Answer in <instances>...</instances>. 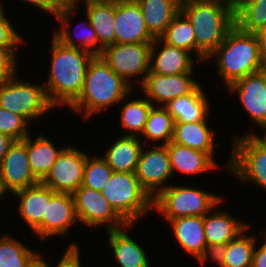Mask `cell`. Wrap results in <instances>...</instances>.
<instances>
[{
	"instance_id": "e0dca14e",
	"label": "cell",
	"mask_w": 266,
	"mask_h": 267,
	"mask_svg": "<svg viewBox=\"0 0 266 267\" xmlns=\"http://www.w3.org/2000/svg\"><path fill=\"white\" fill-rule=\"evenodd\" d=\"M50 187L41 182L35 186L13 193L20 199L18 213L22 220L32 229L36 236L42 239V220L46 216V201L55 194Z\"/></svg>"
},
{
	"instance_id": "2e32d148",
	"label": "cell",
	"mask_w": 266,
	"mask_h": 267,
	"mask_svg": "<svg viewBox=\"0 0 266 267\" xmlns=\"http://www.w3.org/2000/svg\"><path fill=\"white\" fill-rule=\"evenodd\" d=\"M115 43L153 42L137 2L115 3Z\"/></svg>"
},
{
	"instance_id": "4316f807",
	"label": "cell",
	"mask_w": 266,
	"mask_h": 267,
	"mask_svg": "<svg viewBox=\"0 0 266 267\" xmlns=\"http://www.w3.org/2000/svg\"><path fill=\"white\" fill-rule=\"evenodd\" d=\"M137 136H124L123 134L111 144L104 155V159L113 172H135L143 142Z\"/></svg>"
},
{
	"instance_id": "d590c367",
	"label": "cell",
	"mask_w": 266,
	"mask_h": 267,
	"mask_svg": "<svg viewBox=\"0 0 266 267\" xmlns=\"http://www.w3.org/2000/svg\"><path fill=\"white\" fill-rule=\"evenodd\" d=\"M36 253L7 234L0 238V267H26Z\"/></svg>"
},
{
	"instance_id": "d6986e66",
	"label": "cell",
	"mask_w": 266,
	"mask_h": 267,
	"mask_svg": "<svg viewBox=\"0 0 266 267\" xmlns=\"http://www.w3.org/2000/svg\"><path fill=\"white\" fill-rule=\"evenodd\" d=\"M159 45L162 49L158 48ZM157 49L160 50L158 54ZM194 62L190 52L184 49L168 45L160 38H155L152 42L150 52V72L152 73L159 75L189 73L193 70Z\"/></svg>"
},
{
	"instance_id": "8d00e7d4",
	"label": "cell",
	"mask_w": 266,
	"mask_h": 267,
	"mask_svg": "<svg viewBox=\"0 0 266 267\" xmlns=\"http://www.w3.org/2000/svg\"><path fill=\"white\" fill-rule=\"evenodd\" d=\"M112 173V168L103 157H90L88 155L84 168L82 187L101 192Z\"/></svg>"
},
{
	"instance_id": "7dc6e473",
	"label": "cell",
	"mask_w": 266,
	"mask_h": 267,
	"mask_svg": "<svg viewBox=\"0 0 266 267\" xmlns=\"http://www.w3.org/2000/svg\"><path fill=\"white\" fill-rule=\"evenodd\" d=\"M256 35L259 40L260 53L264 62L266 60V28L259 30Z\"/></svg>"
},
{
	"instance_id": "5b68a950",
	"label": "cell",
	"mask_w": 266,
	"mask_h": 267,
	"mask_svg": "<svg viewBox=\"0 0 266 267\" xmlns=\"http://www.w3.org/2000/svg\"><path fill=\"white\" fill-rule=\"evenodd\" d=\"M101 193L127 224L133 225L153 209V198L135 172H113Z\"/></svg>"
},
{
	"instance_id": "bcb514c9",
	"label": "cell",
	"mask_w": 266,
	"mask_h": 267,
	"mask_svg": "<svg viewBox=\"0 0 266 267\" xmlns=\"http://www.w3.org/2000/svg\"><path fill=\"white\" fill-rule=\"evenodd\" d=\"M60 10L61 9H77V3L80 0H57ZM85 5L91 4L92 2L99 0H84Z\"/></svg>"
},
{
	"instance_id": "ee69618b",
	"label": "cell",
	"mask_w": 266,
	"mask_h": 267,
	"mask_svg": "<svg viewBox=\"0 0 266 267\" xmlns=\"http://www.w3.org/2000/svg\"><path fill=\"white\" fill-rule=\"evenodd\" d=\"M251 267H266V247L263 244L257 249L255 245Z\"/></svg>"
},
{
	"instance_id": "1f68e13d",
	"label": "cell",
	"mask_w": 266,
	"mask_h": 267,
	"mask_svg": "<svg viewBox=\"0 0 266 267\" xmlns=\"http://www.w3.org/2000/svg\"><path fill=\"white\" fill-rule=\"evenodd\" d=\"M174 119L164 106H153L149 112L142 137L147 140L163 141V145L172 141L174 133Z\"/></svg>"
},
{
	"instance_id": "681fc988",
	"label": "cell",
	"mask_w": 266,
	"mask_h": 267,
	"mask_svg": "<svg viewBox=\"0 0 266 267\" xmlns=\"http://www.w3.org/2000/svg\"><path fill=\"white\" fill-rule=\"evenodd\" d=\"M260 127L265 129V132L263 133L264 135L262 137L252 132L251 128H250V132L248 133L246 132V134H252L259 143H261L264 147H266V123L262 124Z\"/></svg>"
},
{
	"instance_id": "d6a6232c",
	"label": "cell",
	"mask_w": 266,
	"mask_h": 267,
	"mask_svg": "<svg viewBox=\"0 0 266 267\" xmlns=\"http://www.w3.org/2000/svg\"><path fill=\"white\" fill-rule=\"evenodd\" d=\"M163 42L196 54L194 28L189 19L180 11L165 32L159 37Z\"/></svg>"
},
{
	"instance_id": "74e56055",
	"label": "cell",
	"mask_w": 266,
	"mask_h": 267,
	"mask_svg": "<svg viewBox=\"0 0 266 267\" xmlns=\"http://www.w3.org/2000/svg\"><path fill=\"white\" fill-rule=\"evenodd\" d=\"M28 125L29 122L21 115L0 107V133L21 141L30 135Z\"/></svg>"
},
{
	"instance_id": "836d02e7",
	"label": "cell",
	"mask_w": 266,
	"mask_h": 267,
	"mask_svg": "<svg viewBox=\"0 0 266 267\" xmlns=\"http://www.w3.org/2000/svg\"><path fill=\"white\" fill-rule=\"evenodd\" d=\"M153 106L147 98L131 100L123 106L120 114L121 125L129 132L124 136L141 137Z\"/></svg>"
},
{
	"instance_id": "83f0119b",
	"label": "cell",
	"mask_w": 266,
	"mask_h": 267,
	"mask_svg": "<svg viewBox=\"0 0 266 267\" xmlns=\"http://www.w3.org/2000/svg\"><path fill=\"white\" fill-rule=\"evenodd\" d=\"M210 213L211 211L204 216V233L207 244L227 245L249 226L225 212L217 210Z\"/></svg>"
},
{
	"instance_id": "484cf974",
	"label": "cell",
	"mask_w": 266,
	"mask_h": 267,
	"mask_svg": "<svg viewBox=\"0 0 266 267\" xmlns=\"http://www.w3.org/2000/svg\"><path fill=\"white\" fill-rule=\"evenodd\" d=\"M147 30L159 38L180 12L181 0H139Z\"/></svg>"
},
{
	"instance_id": "b9f144b4",
	"label": "cell",
	"mask_w": 266,
	"mask_h": 267,
	"mask_svg": "<svg viewBox=\"0 0 266 267\" xmlns=\"http://www.w3.org/2000/svg\"><path fill=\"white\" fill-rule=\"evenodd\" d=\"M79 248L77 242H71L57 264V267H81Z\"/></svg>"
},
{
	"instance_id": "d4e9b609",
	"label": "cell",
	"mask_w": 266,
	"mask_h": 267,
	"mask_svg": "<svg viewBox=\"0 0 266 267\" xmlns=\"http://www.w3.org/2000/svg\"><path fill=\"white\" fill-rule=\"evenodd\" d=\"M131 226L132 224H128L121 229L107 231L108 243L114 252L117 264L119 267H149V259L144 249L125 232Z\"/></svg>"
},
{
	"instance_id": "e575fe53",
	"label": "cell",
	"mask_w": 266,
	"mask_h": 267,
	"mask_svg": "<svg viewBox=\"0 0 266 267\" xmlns=\"http://www.w3.org/2000/svg\"><path fill=\"white\" fill-rule=\"evenodd\" d=\"M249 227L226 245L223 267H251L256 239L244 234Z\"/></svg>"
},
{
	"instance_id": "816d5d0a",
	"label": "cell",
	"mask_w": 266,
	"mask_h": 267,
	"mask_svg": "<svg viewBox=\"0 0 266 267\" xmlns=\"http://www.w3.org/2000/svg\"><path fill=\"white\" fill-rule=\"evenodd\" d=\"M115 3H127V2H138L139 0H110Z\"/></svg>"
},
{
	"instance_id": "9c48e42d",
	"label": "cell",
	"mask_w": 266,
	"mask_h": 267,
	"mask_svg": "<svg viewBox=\"0 0 266 267\" xmlns=\"http://www.w3.org/2000/svg\"><path fill=\"white\" fill-rule=\"evenodd\" d=\"M152 42L111 44L103 48L99 55L106 64L133 87L135 76H141L143 83L150 71V52ZM133 77V78H132ZM130 78H132V81Z\"/></svg>"
},
{
	"instance_id": "9a60e30c",
	"label": "cell",
	"mask_w": 266,
	"mask_h": 267,
	"mask_svg": "<svg viewBox=\"0 0 266 267\" xmlns=\"http://www.w3.org/2000/svg\"><path fill=\"white\" fill-rule=\"evenodd\" d=\"M228 90L238 93L241 105L253 122L260 127L266 123V71L263 69L248 74L227 86Z\"/></svg>"
},
{
	"instance_id": "4dcf8cb0",
	"label": "cell",
	"mask_w": 266,
	"mask_h": 267,
	"mask_svg": "<svg viewBox=\"0 0 266 267\" xmlns=\"http://www.w3.org/2000/svg\"><path fill=\"white\" fill-rule=\"evenodd\" d=\"M235 25L245 33H257L266 28V0L252 3H232Z\"/></svg>"
},
{
	"instance_id": "ac0fdd59",
	"label": "cell",
	"mask_w": 266,
	"mask_h": 267,
	"mask_svg": "<svg viewBox=\"0 0 266 267\" xmlns=\"http://www.w3.org/2000/svg\"><path fill=\"white\" fill-rule=\"evenodd\" d=\"M74 199L69 193H55L46 201V216L42 220V239L68 234L69 227L76 224Z\"/></svg>"
},
{
	"instance_id": "ffe728a7",
	"label": "cell",
	"mask_w": 266,
	"mask_h": 267,
	"mask_svg": "<svg viewBox=\"0 0 266 267\" xmlns=\"http://www.w3.org/2000/svg\"><path fill=\"white\" fill-rule=\"evenodd\" d=\"M168 222L181 249L198 260L207 245L204 233V217L185 216Z\"/></svg>"
},
{
	"instance_id": "60d3db41",
	"label": "cell",
	"mask_w": 266,
	"mask_h": 267,
	"mask_svg": "<svg viewBox=\"0 0 266 267\" xmlns=\"http://www.w3.org/2000/svg\"><path fill=\"white\" fill-rule=\"evenodd\" d=\"M225 249L226 245L224 244H207L198 261L204 264L209 257L212 262L214 261V263H217L220 267H223V262L225 260Z\"/></svg>"
},
{
	"instance_id": "52a82bcc",
	"label": "cell",
	"mask_w": 266,
	"mask_h": 267,
	"mask_svg": "<svg viewBox=\"0 0 266 267\" xmlns=\"http://www.w3.org/2000/svg\"><path fill=\"white\" fill-rule=\"evenodd\" d=\"M0 107L21 115L28 122L55 108L44 86L18 80L17 74L0 84Z\"/></svg>"
},
{
	"instance_id": "f1b7e54d",
	"label": "cell",
	"mask_w": 266,
	"mask_h": 267,
	"mask_svg": "<svg viewBox=\"0 0 266 267\" xmlns=\"http://www.w3.org/2000/svg\"><path fill=\"white\" fill-rule=\"evenodd\" d=\"M85 7L90 24L96 31L99 45L104 48L115 44V2L99 0Z\"/></svg>"
},
{
	"instance_id": "db71d44e",
	"label": "cell",
	"mask_w": 266,
	"mask_h": 267,
	"mask_svg": "<svg viewBox=\"0 0 266 267\" xmlns=\"http://www.w3.org/2000/svg\"><path fill=\"white\" fill-rule=\"evenodd\" d=\"M263 70L266 71V60L263 62Z\"/></svg>"
},
{
	"instance_id": "11a10c76",
	"label": "cell",
	"mask_w": 266,
	"mask_h": 267,
	"mask_svg": "<svg viewBox=\"0 0 266 267\" xmlns=\"http://www.w3.org/2000/svg\"><path fill=\"white\" fill-rule=\"evenodd\" d=\"M264 237H266V236H264ZM263 245L266 247V239H265V242L263 243Z\"/></svg>"
},
{
	"instance_id": "ba28073f",
	"label": "cell",
	"mask_w": 266,
	"mask_h": 267,
	"mask_svg": "<svg viewBox=\"0 0 266 267\" xmlns=\"http://www.w3.org/2000/svg\"><path fill=\"white\" fill-rule=\"evenodd\" d=\"M231 157L224 166L240 182H253L266 189V147L252 134L235 136Z\"/></svg>"
},
{
	"instance_id": "7a4b0ae2",
	"label": "cell",
	"mask_w": 266,
	"mask_h": 267,
	"mask_svg": "<svg viewBox=\"0 0 266 267\" xmlns=\"http://www.w3.org/2000/svg\"><path fill=\"white\" fill-rule=\"evenodd\" d=\"M51 66L46 85L47 97L55 107L70 106L80 95L88 64L94 55L86 50L62 45L52 39ZM57 106V107H56Z\"/></svg>"
},
{
	"instance_id": "f35d334b",
	"label": "cell",
	"mask_w": 266,
	"mask_h": 267,
	"mask_svg": "<svg viewBox=\"0 0 266 267\" xmlns=\"http://www.w3.org/2000/svg\"><path fill=\"white\" fill-rule=\"evenodd\" d=\"M2 3L0 2V47H16L22 41V35L15 31L6 13L2 10Z\"/></svg>"
},
{
	"instance_id": "30bf717a",
	"label": "cell",
	"mask_w": 266,
	"mask_h": 267,
	"mask_svg": "<svg viewBox=\"0 0 266 267\" xmlns=\"http://www.w3.org/2000/svg\"><path fill=\"white\" fill-rule=\"evenodd\" d=\"M72 196L76 216L80 223L89 227L106 225V231L121 229L128 225L100 191L80 186L72 193Z\"/></svg>"
},
{
	"instance_id": "277c9868",
	"label": "cell",
	"mask_w": 266,
	"mask_h": 267,
	"mask_svg": "<svg viewBox=\"0 0 266 267\" xmlns=\"http://www.w3.org/2000/svg\"><path fill=\"white\" fill-rule=\"evenodd\" d=\"M210 58L216 59L218 74L226 86L263 69L256 33H245L236 25L207 60Z\"/></svg>"
},
{
	"instance_id": "8fae6325",
	"label": "cell",
	"mask_w": 266,
	"mask_h": 267,
	"mask_svg": "<svg viewBox=\"0 0 266 267\" xmlns=\"http://www.w3.org/2000/svg\"><path fill=\"white\" fill-rule=\"evenodd\" d=\"M87 156L80 149L67 146L41 183L56 193L72 194L82 186Z\"/></svg>"
},
{
	"instance_id": "6da1fadb",
	"label": "cell",
	"mask_w": 266,
	"mask_h": 267,
	"mask_svg": "<svg viewBox=\"0 0 266 267\" xmlns=\"http://www.w3.org/2000/svg\"><path fill=\"white\" fill-rule=\"evenodd\" d=\"M180 11L194 28L198 63L207 60L235 26V12L228 0H181Z\"/></svg>"
},
{
	"instance_id": "f5cc1de1",
	"label": "cell",
	"mask_w": 266,
	"mask_h": 267,
	"mask_svg": "<svg viewBox=\"0 0 266 267\" xmlns=\"http://www.w3.org/2000/svg\"><path fill=\"white\" fill-rule=\"evenodd\" d=\"M256 0H234L233 3H252Z\"/></svg>"
},
{
	"instance_id": "f6af8a7d",
	"label": "cell",
	"mask_w": 266,
	"mask_h": 267,
	"mask_svg": "<svg viewBox=\"0 0 266 267\" xmlns=\"http://www.w3.org/2000/svg\"><path fill=\"white\" fill-rule=\"evenodd\" d=\"M14 139L10 136L0 133V163L3 160V157L8 152L9 147L14 143Z\"/></svg>"
},
{
	"instance_id": "8992f818",
	"label": "cell",
	"mask_w": 266,
	"mask_h": 267,
	"mask_svg": "<svg viewBox=\"0 0 266 267\" xmlns=\"http://www.w3.org/2000/svg\"><path fill=\"white\" fill-rule=\"evenodd\" d=\"M223 202L216 194L192 187L169 185L153 199V208L166 221L185 216H205Z\"/></svg>"
},
{
	"instance_id": "3957f363",
	"label": "cell",
	"mask_w": 266,
	"mask_h": 267,
	"mask_svg": "<svg viewBox=\"0 0 266 267\" xmlns=\"http://www.w3.org/2000/svg\"><path fill=\"white\" fill-rule=\"evenodd\" d=\"M132 90V86L100 56H94L88 64L83 89L69 108L77 113L84 112L85 119H88L95 113L122 102Z\"/></svg>"
},
{
	"instance_id": "7402d4cb",
	"label": "cell",
	"mask_w": 266,
	"mask_h": 267,
	"mask_svg": "<svg viewBox=\"0 0 266 267\" xmlns=\"http://www.w3.org/2000/svg\"><path fill=\"white\" fill-rule=\"evenodd\" d=\"M215 134V131L208 128L206 119L199 122H175L172 142L206 152L213 158L218 146L214 142Z\"/></svg>"
},
{
	"instance_id": "ab89813d",
	"label": "cell",
	"mask_w": 266,
	"mask_h": 267,
	"mask_svg": "<svg viewBox=\"0 0 266 267\" xmlns=\"http://www.w3.org/2000/svg\"><path fill=\"white\" fill-rule=\"evenodd\" d=\"M16 47H0V79L7 80L15 76L16 70Z\"/></svg>"
},
{
	"instance_id": "7bdbcfd3",
	"label": "cell",
	"mask_w": 266,
	"mask_h": 267,
	"mask_svg": "<svg viewBox=\"0 0 266 267\" xmlns=\"http://www.w3.org/2000/svg\"><path fill=\"white\" fill-rule=\"evenodd\" d=\"M28 2L29 4H32L38 9H41L44 12H47L49 14H52L55 16L59 11V5L57 0H23Z\"/></svg>"
},
{
	"instance_id": "f546056e",
	"label": "cell",
	"mask_w": 266,
	"mask_h": 267,
	"mask_svg": "<svg viewBox=\"0 0 266 267\" xmlns=\"http://www.w3.org/2000/svg\"><path fill=\"white\" fill-rule=\"evenodd\" d=\"M26 147L30 168L35 177L41 182L67 146L57 150L46 136L39 135L33 141L29 135L26 137Z\"/></svg>"
},
{
	"instance_id": "7c38bea8",
	"label": "cell",
	"mask_w": 266,
	"mask_h": 267,
	"mask_svg": "<svg viewBox=\"0 0 266 267\" xmlns=\"http://www.w3.org/2000/svg\"><path fill=\"white\" fill-rule=\"evenodd\" d=\"M142 187L154 199L162 190L169 185L166 181L173 175L170 166V157L167 146L160 144L157 147L141 151L135 170ZM163 184V185H162Z\"/></svg>"
},
{
	"instance_id": "f907efd6",
	"label": "cell",
	"mask_w": 266,
	"mask_h": 267,
	"mask_svg": "<svg viewBox=\"0 0 266 267\" xmlns=\"http://www.w3.org/2000/svg\"><path fill=\"white\" fill-rule=\"evenodd\" d=\"M6 193L7 192L4 189V186H3V183H2V179L0 178V199L3 198Z\"/></svg>"
},
{
	"instance_id": "c3c4849f",
	"label": "cell",
	"mask_w": 266,
	"mask_h": 267,
	"mask_svg": "<svg viewBox=\"0 0 266 267\" xmlns=\"http://www.w3.org/2000/svg\"><path fill=\"white\" fill-rule=\"evenodd\" d=\"M40 253H36L28 262L26 267H50L47 262L40 256Z\"/></svg>"
},
{
	"instance_id": "5bb4252c",
	"label": "cell",
	"mask_w": 266,
	"mask_h": 267,
	"mask_svg": "<svg viewBox=\"0 0 266 267\" xmlns=\"http://www.w3.org/2000/svg\"><path fill=\"white\" fill-rule=\"evenodd\" d=\"M192 74L193 70L178 75H159L149 71L140 88L154 106H165L175 98L190 94L199 85L192 79Z\"/></svg>"
},
{
	"instance_id": "603a6c76",
	"label": "cell",
	"mask_w": 266,
	"mask_h": 267,
	"mask_svg": "<svg viewBox=\"0 0 266 267\" xmlns=\"http://www.w3.org/2000/svg\"><path fill=\"white\" fill-rule=\"evenodd\" d=\"M200 84L190 93L171 100L164 107L173 116L175 122H199L207 119L209 99Z\"/></svg>"
},
{
	"instance_id": "cb8c5ba5",
	"label": "cell",
	"mask_w": 266,
	"mask_h": 267,
	"mask_svg": "<svg viewBox=\"0 0 266 267\" xmlns=\"http://www.w3.org/2000/svg\"><path fill=\"white\" fill-rule=\"evenodd\" d=\"M77 10L76 9H61L56 15V19L59 20V23L62 25V28L58 29L57 31L54 32L53 37L57 39L62 45L67 46V47H72V48H79L83 49L86 51L91 52L94 56H99L102 53L103 48L99 45L98 43V37L96 34V31L93 29L92 25L90 24V20L88 16L86 15L87 21L84 22L87 25L82 26L85 27V31H82L79 35V33L76 36L78 41H79V46L77 45L76 41L74 40L75 38L72 36V34L69 32L70 30V17L72 14H75ZM81 25V24H80ZM75 32V31H74ZM73 32V33H74ZM76 33V32H75ZM82 35V36H81Z\"/></svg>"
},
{
	"instance_id": "44dd1931",
	"label": "cell",
	"mask_w": 266,
	"mask_h": 267,
	"mask_svg": "<svg viewBox=\"0 0 266 267\" xmlns=\"http://www.w3.org/2000/svg\"><path fill=\"white\" fill-rule=\"evenodd\" d=\"M166 146L173 174L177 170L186 175H196L217 168L214 158L206 152L194 150L172 141Z\"/></svg>"
},
{
	"instance_id": "4fadbf2b",
	"label": "cell",
	"mask_w": 266,
	"mask_h": 267,
	"mask_svg": "<svg viewBox=\"0 0 266 267\" xmlns=\"http://www.w3.org/2000/svg\"><path fill=\"white\" fill-rule=\"evenodd\" d=\"M0 178L5 191L11 194L40 183L30 168L26 138L9 147L0 163Z\"/></svg>"
}]
</instances>
